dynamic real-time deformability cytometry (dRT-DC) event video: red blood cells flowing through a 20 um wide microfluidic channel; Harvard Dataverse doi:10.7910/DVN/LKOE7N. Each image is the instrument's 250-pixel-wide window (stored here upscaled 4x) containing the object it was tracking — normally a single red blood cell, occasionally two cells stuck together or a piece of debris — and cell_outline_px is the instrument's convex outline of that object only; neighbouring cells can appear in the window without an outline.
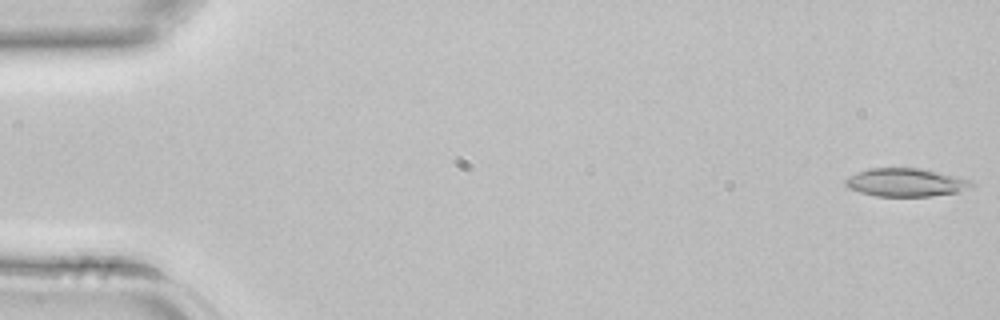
{"species": "common noctule bat (a hibernating species)", "species_latin": "Nyctalus noctula", "temperature_condition": "room temperature", "stored_images_in_passage": 43, "camera_frame_rate_fps": 3000, "um_per_image_px": 0.085, "animal": {"sex": "female", "body_mass_g": 22.7, "forearm_length_mm": 54.2}, "frame": {"image": 1, "passage_image": 1, "time_ms": 0.0, "image_size_px": [1000, 320], "cell_outline_px": [[972, 188], [960, 192], [932, 196], [876, 196], [860, 192], [848, 188], [844, 184], [844, 180], [848, 176], [856, 172], [868, 168], [920, 168], [972, 180]], "centroid_in_image_um": [76.97, 15.51], "position_along_channel_um": 8.0, "area_um2": 20.87}}
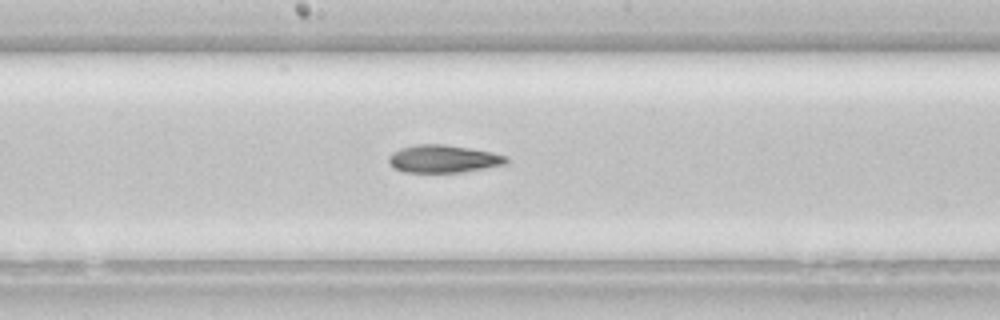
{"frame": {"image": 2, "passage_image": 23, "time_ms": 7.333, "image_size_px": [1000, 320], "cell_outline_px": [[508, 164], [460, 172], [404, 172], [396, 168], [388, 160], [388, 156], [392, 152], [400, 148], [416, 144], [444, 144], [492, 152], [508, 156]], "centroid_in_image_um": [37.7, 13.49], "position_along_channel_um": 210.5, "area_um2": 18.9}}
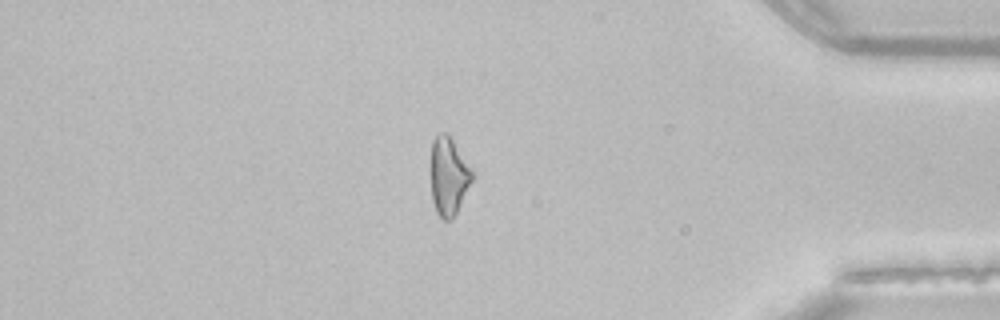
{"frame": {"image": 3, "passage_image": 37, "time_ms": 12.0, "image_size_px": [1000, 320], "cell_outline_px": [[476, 176], [452, 220], [444, 220], [436, 212], [432, 200], [428, 172], [432, 140], [440, 132], [444, 132], [452, 136], [476, 172]], "centroid_in_image_um": [38.14, 14.92], "position_along_channel_um": 397.1, "area_um2": 20.23}}